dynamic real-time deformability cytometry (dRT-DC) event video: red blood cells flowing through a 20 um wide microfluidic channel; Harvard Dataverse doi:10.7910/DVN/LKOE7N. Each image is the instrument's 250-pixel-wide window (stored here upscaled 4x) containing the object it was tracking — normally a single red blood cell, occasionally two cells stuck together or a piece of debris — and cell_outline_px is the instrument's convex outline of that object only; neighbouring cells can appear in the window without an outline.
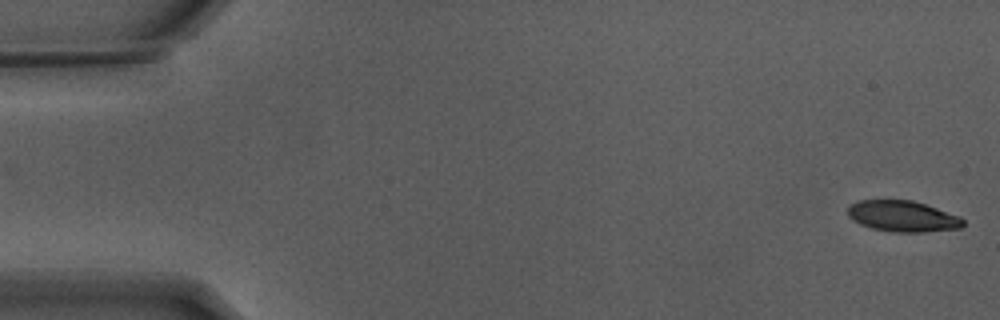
{"species": "Egyptian fruit bat (a non-hibernating species)", "species_latin": "Rousettus aegyptiacus", "temperature_condition": "warm", "stored_images_in_passage": 30, "camera_frame_rate_fps": 3000, "um_per_image_px": 0.085, "animal": {"sex": "male"}, "frame": {"image": 1, "passage_image": 1, "time_ms": 0.0, "image_size_px": [1000, 320], "cell_outline_px": [[964, 224], [960, 228], [924, 232], [892, 232], [872, 228], [860, 224], [852, 220], [848, 216], [848, 204], [860, 200], [912, 200], [960, 216], [964, 220]], "centroid_in_image_um": [76.7, 18.38], "position_along_channel_um": 8.3, "area_um2": 20.87}}
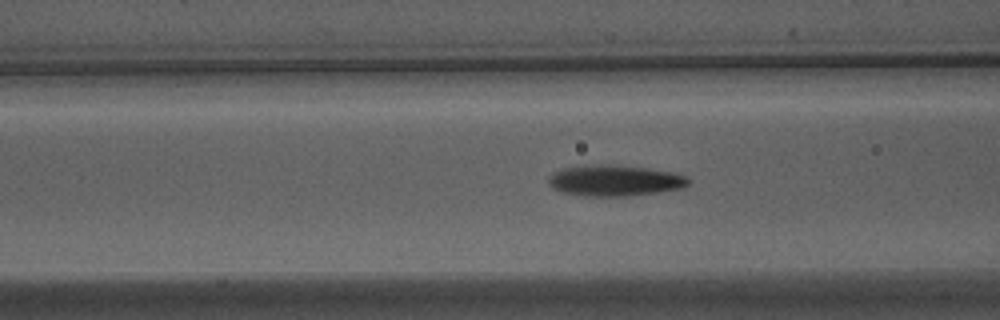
{"frame": {"image": 2, "passage_image": 21, "time_ms": 6.667, "image_size_px": [1000, 320], "cell_outline_px": [[692, 180], [684, 188], [628, 196], [584, 196], [560, 192], [552, 188], [548, 184], [548, 180], [556, 172], [564, 168], [644, 168], [672, 172], [684, 176]], "centroid_in_image_um": [52.31, 15.42], "position_along_channel_um": 114.3, "area_um2": 23.76}}
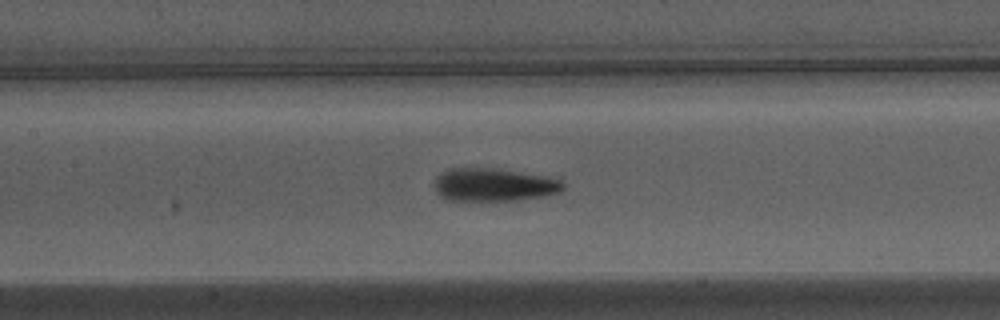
{"frame": {"image": 3, "passage_image": 25, "time_ms": 8.0, "image_size_px": [1000, 320], "cell_outline_px": [[564, 188], [560, 192], [544, 196], [516, 200], [444, 200], [436, 192], [436, 176], [452, 168], [484, 168], [544, 176], [560, 180], [564, 184]], "centroid_in_image_um": [41.96, 15.73], "position_along_channel_um": 165.4, "area_um2": 24.22}}